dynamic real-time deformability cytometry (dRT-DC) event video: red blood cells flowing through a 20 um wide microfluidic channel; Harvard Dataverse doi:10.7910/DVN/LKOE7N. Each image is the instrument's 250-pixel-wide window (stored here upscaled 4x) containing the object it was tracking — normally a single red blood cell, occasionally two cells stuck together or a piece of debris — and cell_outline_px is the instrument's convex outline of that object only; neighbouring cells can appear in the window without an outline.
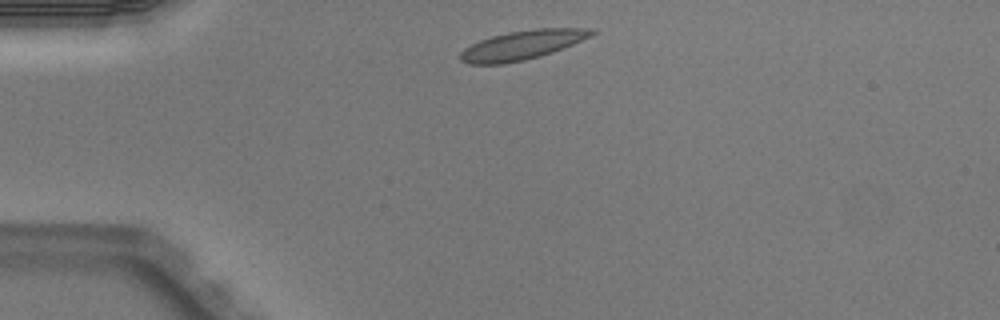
{"species": "Egyptian fruit bat (a non-hibernating species)", "species_latin": "Rousettus aegyptiacus", "temperature_condition": "warm", "stored_images_in_passage": 5, "camera_frame_rate_fps": 3000, "um_per_image_px": 0.085, "animal": {"sex": "male"}, "frame": {"image": 1, "passage_image": 1, "time_ms": 0.0, "image_size_px": [1000, 320], "cell_outline_px": [[596, 32], [592, 36], [552, 52], [540, 56], [524, 60], [504, 64], [468, 64], [460, 60], [460, 52], [464, 48], [480, 40], [492, 36], [508, 32], [536, 28], [596, 28]], "centroid_in_image_um": [44.39, 3.82], "position_along_channel_um": 40.6, "area_um2": 22.31}}
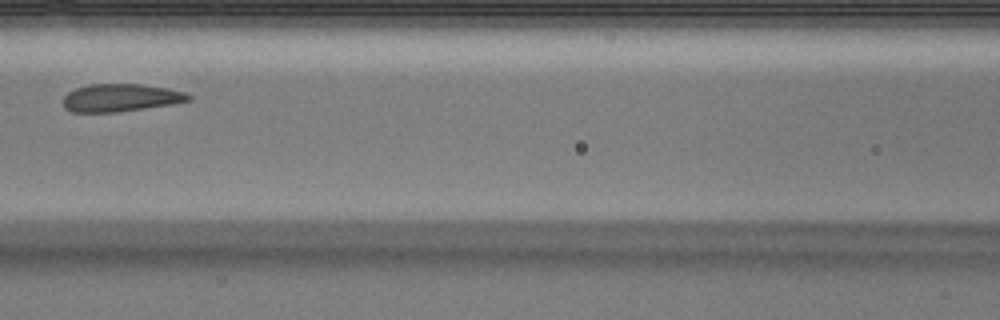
{"frame": {"image": 2, "passage_image": 4, "time_ms": 1.0, "image_size_px": [1000, 320], "cell_outline_px": [[192, 100], [172, 104], [116, 112], [72, 112], [64, 108], [64, 96], [68, 92], [76, 88], [88, 84], [140, 84], [164, 88], [184, 92], [192, 96]], "centroid_in_image_um": [10.24, 8.31], "position_along_channel_um": 156.4, "area_um2": 20.11}}
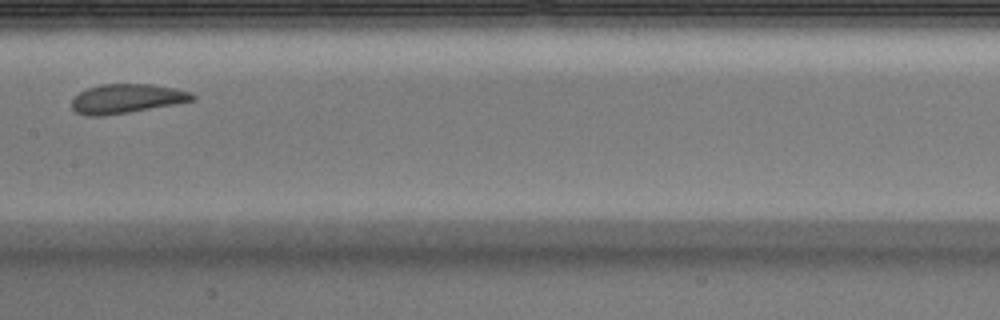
{"frame": {"image": 3, "passage_image": 5, "time_ms": 1.333, "image_size_px": [1000, 320], "cell_outline_px": [[196, 100], [176, 104], [104, 116], [84, 116], [76, 112], [72, 108], [72, 100], [80, 92], [88, 88], [100, 84], [152, 84], [192, 92], [196, 96]], "centroid_in_image_um": [10.77, 8.39], "position_along_channel_um": 196.6, "area_um2": 20.58}}